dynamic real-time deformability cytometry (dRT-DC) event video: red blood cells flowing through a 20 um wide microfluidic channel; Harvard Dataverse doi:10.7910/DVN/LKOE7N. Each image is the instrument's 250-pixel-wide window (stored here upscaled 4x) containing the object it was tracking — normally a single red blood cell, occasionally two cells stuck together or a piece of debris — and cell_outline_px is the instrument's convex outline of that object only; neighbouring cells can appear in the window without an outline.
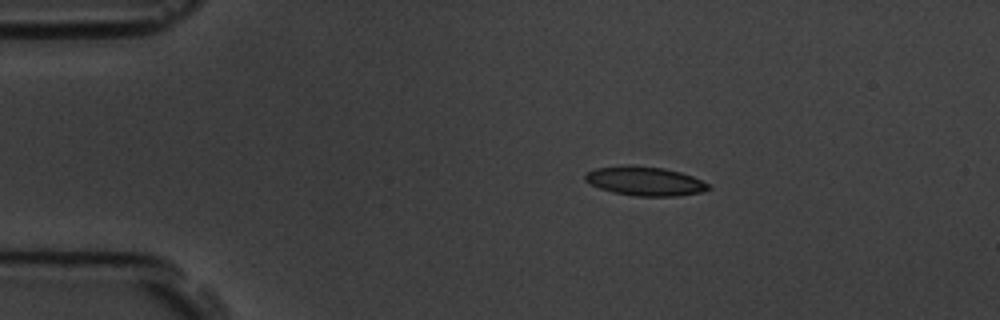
{"species": "common noctule bat (a hibernating species)", "species_latin": "Nyctalus noctula", "temperature_condition": "room temperature", "stored_images_in_passage": 6, "camera_frame_rate_fps": 3000, "um_per_image_px": 0.085, "animal": {"sex": "male", "body_mass_g": 19.5, "forearm_length_mm": 54.6}, "frame": {"image": 1, "passage_image": 2, "time_ms": 1.0, "image_size_px": [1000, 320], "cell_outline_px": [[712, 188], [704, 192], [676, 196], [636, 196], [612, 192], [600, 188], [584, 180], [584, 176], [588, 172], [596, 168], [628, 164], [664, 168], [680, 172], [692, 176], [708, 184]], "centroid_in_image_um": [54.83, 15.39], "position_along_channel_um": 30.2, "area_um2": 20.92}}
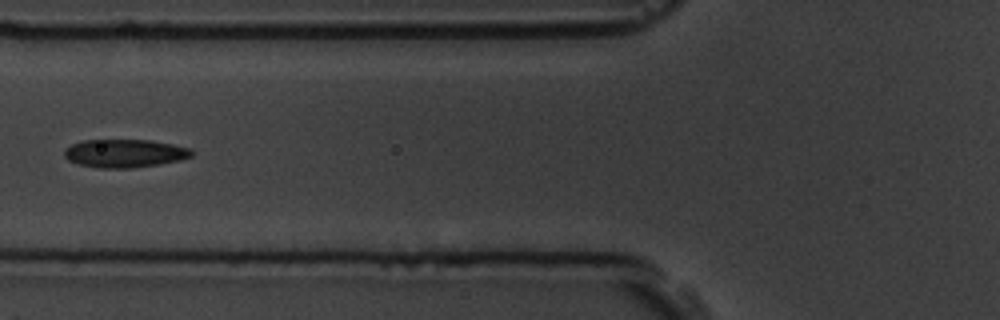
{"frame": {"image": 2, "passage_image": 5, "time_ms": 4.667, "image_size_px": [1000, 320], "cell_outline_px": [[192, 156], [180, 160], [160, 164], [132, 168], [96, 168], [80, 164], [68, 160], [64, 156], [64, 148], [72, 144], [84, 140], [152, 140], [192, 148]], "centroid_in_image_um": [10.6, 13.03], "position_along_channel_um": 115.2, "area_um2": 21.04}}
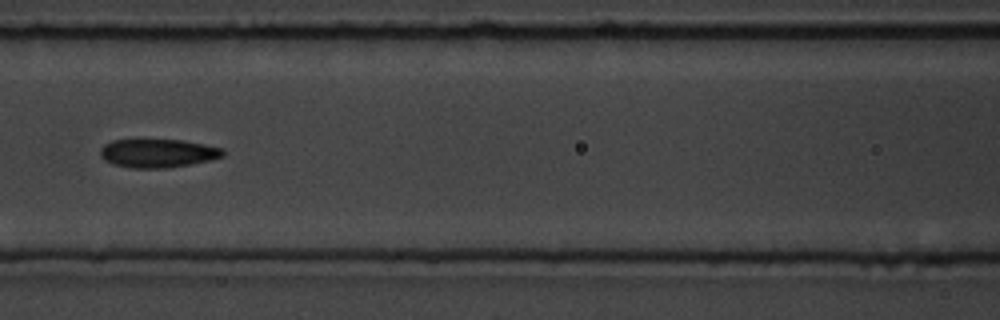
{"frame": {"image": 3, "passage_image": 6, "time_ms": 5.667, "image_size_px": [1000, 320], "cell_outline_px": [[224, 156], [208, 160], [188, 164], [164, 168], [132, 168], [112, 164], [104, 160], [100, 156], [100, 148], [104, 144], [112, 140], [184, 140], [224, 148]], "centroid_in_image_um": [13.39, 13.02], "position_along_channel_um": 153.2, "area_um2": 20.35}}